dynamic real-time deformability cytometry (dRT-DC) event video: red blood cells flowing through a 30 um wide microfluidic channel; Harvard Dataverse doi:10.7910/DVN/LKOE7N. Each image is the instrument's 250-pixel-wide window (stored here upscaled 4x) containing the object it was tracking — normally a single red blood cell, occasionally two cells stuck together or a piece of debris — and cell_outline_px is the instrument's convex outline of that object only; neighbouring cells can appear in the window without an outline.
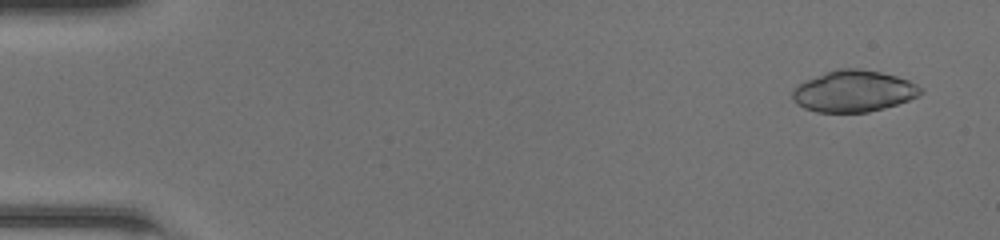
{"species": "common noctule bat (a hibernating species)", "species_latin": "Nyctalus noctula", "temperature_condition": "room temperature", "stored_images_in_passage": 49, "camera_frame_rate_fps": 3000, "um_per_image_px": 0.085, "animal": {"sex": "female", "body_mass_g": 20.0, "forearm_length_mm": 54.0}, "frame": {"image": 1, "passage_image": 3, "time_ms": 0.667, "image_size_px": [1000, 240], "cell_outline_px": [[924, 92], [920, 96], [884, 108], [868, 112], [816, 112], [804, 108], [796, 104], [792, 100], [792, 88], [796, 84], [804, 80], [824, 72], [836, 68], [860, 68], [880, 72], [896, 76], [908, 80], [924, 88]], "centroid_in_image_um": [72.53, 7.74], "position_along_channel_um": 12.5, "area_um2": 31.44}}
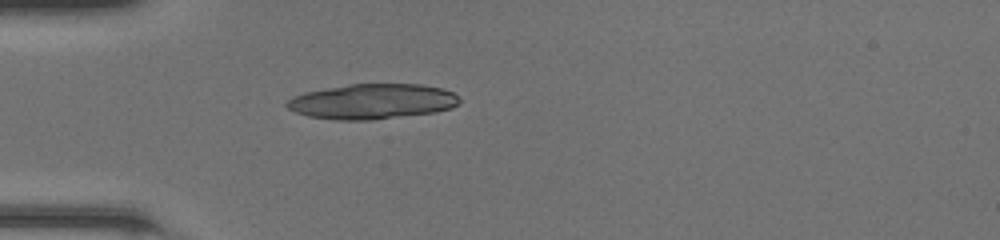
{"frame": {"image": 2, "passage_image": 15, "time_ms": 4.667, "image_size_px": [1000, 240], "cell_outline_px": [[460, 100], [452, 108], [436, 112], [372, 120], [336, 120], [308, 116], [296, 112], [288, 108], [284, 104], [292, 96], [304, 92], [348, 84], [420, 84], [444, 88], [452, 92]], "centroid_in_image_um": [31.63, 8.62], "position_along_channel_um": 53.4, "area_um2": 35.49}}